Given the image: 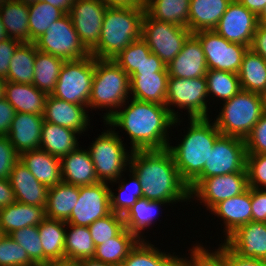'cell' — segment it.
I'll return each instance as SVG.
<instances>
[{"instance_id":"17","label":"cell","mask_w":266,"mask_h":266,"mask_svg":"<svg viewBox=\"0 0 266 266\" xmlns=\"http://www.w3.org/2000/svg\"><path fill=\"white\" fill-rule=\"evenodd\" d=\"M257 25L258 17L238 0H232L213 30L227 41L250 48Z\"/></svg>"},{"instance_id":"65","label":"cell","mask_w":266,"mask_h":266,"mask_svg":"<svg viewBox=\"0 0 266 266\" xmlns=\"http://www.w3.org/2000/svg\"><path fill=\"white\" fill-rule=\"evenodd\" d=\"M80 266H112L93 258L80 260Z\"/></svg>"},{"instance_id":"35","label":"cell","mask_w":266,"mask_h":266,"mask_svg":"<svg viewBox=\"0 0 266 266\" xmlns=\"http://www.w3.org/2000/svg\"><path fill=\"white\" fill-rule=\"evenodd\" d=\"M0 18L9 38L21 43L29 42L28 5L9 0L0 8Z\"/></svg>"},{"instance_id":"40","label":"cell","mask_w":266,"mask_h":266,"mask_svg":"<svg viewBox=\"0 0 266 266\" xmlns=\"http://www.w3.org/2000/svg\"><path fill=\"white\" fill-rule=\"evenodd\" d=\"M95 247L88 226L66 223L65 259L80 261L93 258Z\"/></svg>"},{"instance_id":"6","label":"cell","mask_w":266,"mask_h":266,"mask_svg":"<svg viewBox=\"0 0 266 266\" xmlns=\"http://www.w3.org/2000/svg\"><path fill=\"white\" fill-rule=\"evenodd\" d=\"M222 105L214 119L217 129L222 135L244 140L264 113L260 94L244 90L223 101Z\"/></svg>"},{"instance_id":"55","label":"cell","mask_w":266,"mask_h":266,"mask_svg":"<svg viewBox=\"0 0 266 266\" xmlns=\"http://www.w3.org/2000/svg\"><path fill=\"white\" fill-rule=\"evenodd\" d=\"M206 246H203L201 243L196 242L192 249L190 248L189 250L191 251L189 253L190 256H186L182 258L180 255H176L175 252L170 254L161 264L160 266H194V261L196 256L205 248ZM175 254V255H174ZM190 258V259H188Z\"/></svg>"},{"instance_id":"59","label":"cell","mask_w":266,"mask_h":266,"mask_svg":"<svg viewBox=\"0 0 266 266\" xmlns=\"http://www.w3.org/2000/svg\"><path fill=\"white\" fill-rule=\"evenodd\" d=\"M16 201L15 192L11 187L9 179H0V209Z\"/></svg>"},{"instance_id":"39","label":"cell","mask_w":266,"mask_h":266,"mask_svg":"<svg viewBox=\"0 0 266 266\" xmlns=\"http://www.w3.org/2000/svg\"><path fill=\"white\" fill-rule=\"evenodd\" d=\"M35 58L36 45L34 42L21 43L11 59L6 81L32 84Z\"/></svg>"},{"instance_id":"49","label":"cell","mask_w":266,"mask_h":266,"mask_svg":"<svg viewBox=\"0 0 266 266\" xmlns=\"http://www.w3.org/2000/svg\"><path fill=\"white\" fill-rule=\"evenodd\" d=\"M246 171L249 187L266 189V154H247Z\"/></svg>"},{"instance_id":"66","label":"cell","mask_w":266,"mask_h":266,"mask_svg":"<svg viewBox=\"0 0 266 266\" xmlns=\"http://www.w3.org/2000/svg\"><path fill=\"white\" fill-rule=\"evenodd\" d=\"M258 24L266 27V6L264 7L263 11L258 16Z\"/></svg>"},{"instance_id":"45","label":"cell","mask_w":266,"mask_h":266,"mask_svg":"<svg viewBox=\"0 0 266 266\" xmlns=\"http://www.w3.org/2000/svg\"><path fill=\"white\" fill-rule=\"evenodd\" d=\"M151 53L147 43L142 39L132 42L114 59L129 76H131Z\"/></svg>"},{"instance_id":"24","label":"cell","mask_w":266,"mask_h":266,"mask_svg":"<svg viewBox=\"0 0 266 266\" xmlns=\"http://www.w3.org/2000/svg\"><path fill=\"white\" fill-rule=\"evenodd\" d=\"M62 181L75 186L99 183L88 149L78 147L61 158Z\"/></svg>"},{"instance_id":"30","label":"cell","mask_w":266,"mask_h":266,"mask_svg":"<svg viewBox=\"0 0 266 266\" xmlns=\"http://www.w3.org/2000/svg\"><path fill=\"white\" fill-rule=\"evenodd\" d=\"M231 1L191 0L189 6V30L191 33L213 30Z\"/></svg>"},{"instance_id":"71","label":"cell","mask_w":266,"mask_h":266,"mask_svg":"<svg viewBox=\"0 0 266 266\" xmlns=\"http://www.w3.org/2000/svg\"><path fill=\"white\" fill-rule=\"evenodd\" d=\"M9 0H0V8L7 3Z\"/></svg>"},{"instance_id":"23","label":"cell","mask_w":266,"mask_h":266,"mask_svg":"<svg viewBox=\"0 0 266 266\" xmlns=\"http://www.w3.org/2000/svg\"><path fill=\"white\" fill-rule=\"evenodd\" d=\"M9 181L17 202L46 207L48 187L40 183L20 160L14 165Z\"/></svg>"},{"instance_id":"50","label":"cell","mask_w":266,"mask_h":266,"mask_svg":"<svg viewBox=\"0 0 266 266\" xmlns=\"http://www.w3.org/2000/svg\"><path fill=\"white\" fill-rule=\"evenodd\" d=\"M217 249L211 252L225 265V266H266V260L241 257L234 252L224 241L218 245Z\"/></svg>"},{"instance_id":"52","label":"cell","mask_w":266,"mask_h":266,"mask_svg":"<svg viewBox=\"0 0 266 266\" xmlns=\"http://www.w3.org/2000/svg\"><path fill=\"white\" fill-rule=\"evenodd\" d=\"M19 161L16 152L7 136H0V179H9L14 165Z\"/></svg>"},{"instance_id":"13","label":"cell","mask_w":266,"mask_h":266,"mask_svg":"<svg viewBox=\"0 0 266 266\" xmlns=\"http://www.w3.org/2000/svg\"><path fill=\"white\" fill-rule=\"evenodd\" d=\"M193 35L200 41L208 70L239 73L248 46L227 41L214 30H201Z\"/></svg>"},{"instance_id":"47","label":"cell","mask_w":266,"mask_h":266,"mask_svg":"<svg viewBox=\"0 0 266 266\" xmlns=\"http://www.w3.org/2000/svg\"><path fill=\"white\" fill-rule=\"evenodd\" d=\"M124 227L123 216L111 212L109 215L97 219L88 226V229L95 246H97L103 244V242L108 239L115 237Z\"/></svg>"},{"instance_id":"10","label":"cell","mask_w":266,"mask_h":266,"mask_svg":"<svg viewBox=\"0 0 266 266\" xmlns=\"http://www.w3.org/2000/svg\"><path fill=\"white\" fill-rule=\"evenodd\" d=\"M247 149L245 140L221 135L206 160L202 173L188 186L191 192L203 179L216 175L246 171Z\"/></svg>"},{"instance_id":"28","label":"cell","mask_w":266,"mask_h":266,"mask_svg":"<svg viewBox=\"0 0 266 266\" xmlns=\"http://www.w3.org/2000/svg\"><path fill=\"white\" fill-rule=\"evenodd\" d=\"M4 97L16 112L43 115L47 94L33 84L6 81Z\"/></svg>"},{"instance_id":"34","label":"cell","mask_w":266,"mask_h":266,"mask_svg":"<svg viewBox=\"0 0 266 266\" xmlns=\"http://www.w3.org/2000/svg\"><path fill=\"white\" fill-rule=\"evenodd\" d=\"M170 205L163 201H150L146 198H140L136 203L123 215L124 225L131 233L135 234L140 240L143 238L146 229L155 223L161 206ZM155 220V221H154ZM154 222V223H153ZM142 234V235H141Z\"/></svg>"},{"instance_id":"60","label":"cell","mask_w":266,"mask_h":266,"mask_svg":"<svg viewBox=\"0 0 266 266\" xmlns=\"http://www.w3.org/2000/svg\"><path fill=\"white\" fill-rule=\"evenodd\" d=\"M207 247L195 258L194 266H225Z\"/></svg>"},{"instance_id":"61","label":"cell","mask_w":266,"mask_h":266,"mask_svg":"<svg viewBox=\"0 0 266 266\" xmlns=\"http://www.w3.org/2000/svg\"><path fill=\"white\" fill-rule=\"evenodd\" d=\"M107 7L145 8L146 0H99Z\"/></svg>"},{"instance_id":"56","label":"cell","mask_w":266,"mask_h":266,"mask_svg":"<svg viewBox=\"0 0 266 266\" xmlns=\"http://www.w3.org/2000/svg\"><path fill=\"white\" fill-rule=\"evenodd\" d=\"M16 114L15 108L5 99H0V136H7L12 120Z\"/></svg>"},{"instance_id":"31","label":"cell","mask_w":266,"mask_h":266,"mask_svg":"<svg viewBox=\"0 0 266 266\" xmlns=\"http://www.w3.org/2000/svg\"><path fill=\"white\" fill-rule=\"evenodd\" d=\"M79 197V186L61 181L49 187L47 204L45 207L46 218L66 221L75 207Z\"/></svg>"},{"instance_id":"54","label":"cell","mask_w":266,"mask_h":266,"mask_svg":"<svg viewBox=\"0 0 266 266\" xmlns=\"http://www.w3.org/2000/svg\"><path fill=\"white\" fill-rule=\"evenodd\" d=\"M252 221L266 223V189L251 188Z\"/></svg>"},{"instance_id":"43","label":"cell","mask_w":266,"mask_h":266,"mask_svg":"<svg viewBox=\"0 0 266 266\" xmlns=\"http://www.w3.org/2000/svg\"><path fill=\"white\" fill-rule=\"evenodd\" d=\"M207 80L208 98H218L216 101L231 99L241 91L239 76L237 73L227 71L208 70L205 75ZM215 97V98H214Z\"/></svg>"},{"instance_id":"58","label":"cell","mask_w":266,"mask_h":266,"mask_svg":"<svg viewBox=\"0 0 266 266\" xmlns=\"http://www.w3.org/2000/svg\"><path fill=\"white\" fill-rule=\"evenodd\" d=\"M250 49L266 61V27L257 25Z\"/></svg>"},{"instance_id":"37","label":"cell","mask_w":266,"mask_h":266,"mask_svg":"<svg viewBox=\"0 0 266 266\" xmlns=\"http://www.w3.org/2000/svg\"><path fill=\"white\" fill-rule=\"evenodd\" d=\"M191 0H146L145 11L153 19L189 29Z\"/></svg>"},{"instance_id":"68","label":"cell","mask_w":266,"mask_h":266,"mask_svg":"<svg viewBox=\"0 0 266 266\" xmlns=\"http://www.w3.org/2000/svg\"><path fill=\"white\" fill-rule=\"evenodd\" d=\"M6 80L0 77V99L4 97Z\"/></svg>"},{"instance_id":"25","label":"cell","mask_w":266,"mask_h":266,"mask_svg":"<svg viewBox=\"0 0 266 266\" xmlns=\"http://www.w3.org/2000/svg\"><path fill=\"white\" fill-rule=\"evenodd\" d=\"M19 160L32 175L48 188L62 181L61 159L41 149L26 151Z\"/></svg>"},{"instance_id":"44","label":"cell","mask_w":266,"mask_h":266,"mask_svg":"<svg viewBox=\"0 0 266 266\" xmlns=\"http://www.w3.org/2000/svg\"><path fill=\"white\" fill-rule=\"evenodd\" d=\"M170 254L165 250L161 251L146 238L136 244L121 266H160Z\"/></svg>"},{"instance_id":"33","label":"cell","mask_w":266,"mask_h":266,"mask_svg":"<svg viewBox=\"0 0 266 266\" xmlns=\"http://www.w3.org/2000/svg\"><path fill=\"white\" fill-rule=\"evenodd\" d=\"M139 241L135 234L124 227L115 237L95 247L93 259L112 266H121Z\"/></svg>"},{"instance_id":"1","label":"cell","mask_w":266,"mask_h":266,"mask_svg":"<svg viewBox=\"0 0 266 266\" xmlns=\"http://www.w3.org/2000/svg\"><path fill=\"white\" fill-rule=\"evenodd\" d=\"M128 100L105 123L129 135L132 151L166 149L171 144L168 129L182 119L175 120L165 104Z\"/></svg>"},{"instance_id":"19","label":"cell","mask_w":266,"mask_h":266,"mask_svg":"<svg viewBox=\"0 0 266 266\" xmlns=\"http://www.w3.org/2000/svg\"><path fill=\"white\" fill-rule=\"evenodd\" d=\"M224 242L241 257L266 260V223L250 221Z\"/></svg>"},{"instance_id":"62","label":"cell","mask_w":266,"mask_h":266,"mask_svg":"<svg viewBox=\"0 0 266 266\" xmlns=\"http://www.w3.org/2000/svg\"><path fill=\"white\" fill-rule=\"evenodd\" d=\"M248 10L253 12L257 17L266 6V0H238Z\"/></svg>"},{"instance_id":"51","label":"cell","mask_w":266,"mask_h":266,"mask_svg":"<svg viewBox=\"0 0 266 266\" xmlns=\"http://www.w3.org/2000/svg\"><path fill=\"white\" fill-rule=\"evenodd\" d=\"M247 154H266V113H263L245 139Z\"/></svg>"},{"instance_id":"69","label":"cell","mask_w":266,"mask_h":266,"mask_svg":"<svg viewBox=\"0 0 266 266\" xmlns=\"http://www.w3.org/2000/svg\"><path fill=\"white\" fill-rule=\"evenodd\" d=\"M262 100L263 112L266 113V90L260 94Z\"/></svg>"},{"instance_id":"20","label":"cell","mask_w":266,"mask_h":266,"mask_svg":"<svg viewBox=\"0 0 266 266\" xmlns=\"http://www.w3.org/2000/svg\"><path fill=\"white\" fill-rule=\"evenodd\" d=\"M169 77L192 79L205 77L208 71L200 41L191 34L180 53L167 66Z\"/></svg>"},{"instance_id":"15","label":"cell","mask_w":266,"mask_h":266,"mask_svg":"<svg viewBox=\"0 0 266 266\" xmlns=\"http://www.w3.org/2000/svg\"><path fill=\"white\" fill-rule=\"evenodd\" d=\"M111 213L109 183L79 186L78 201L65 221L77 226H89Z\"/></svg>"},{"instance_id":"67","label":"cell","mask_w":266,"mask_h":266,"mask_svg":"<svg viewBox=\"0 0 266 266\" xmlns=\"http://www.w3.org/2000/svg\"><path fill=\"white\" fill-rule=\"evenodd\" d=\"M8 38L3 22L0 18V42Z\"/></svg>"},{"instance_id":"32","label":"cell","mask_w":266,"mask_h":266,"mask_svg":"<svg viewBox=\"0 0 266 266\" xmlns=\"http://www.w3.org/2000/svg\"><path fill=\"white\" fill-rule=\"evenodd\" d=\"M38 231L44 251V266L65 259L66 222L45 218L38 225Z\"/></svg>"},{"instance_id":"12","label":"cell","mask_w":266,"mask_h":266,"mask_svg":"<svg viewBox=\"0 0 266 266\" xmlns=\"http://www.w3.org/2000/svg\"><path fill=\"white\" fill-rule=\"evenodd\" d=\"M34 44L37 50L65 61L82 59L90 55L81 43L68 13L54 21L48 30L34 41Z\"/></svg>"},{"instance_id":"48","label":"cell","mask_w":266,"mask_h":266,"mask_svg":"<svg viewBox=\"0 0 266 266\" xmlns=\"http://www.w3.org/2000/svg\"><path fill=\"white\" fill-rule=\"evenodd\" d=\"M0 266H37L27 251L9 235L0 237Z\"/></svg>"},{"instance_id":"7","label":"cell","mask_w":266,"mask_h":266,"mask_svg":"<svg viewBox=\"0 0 266 266\" xmlns=\"http://www.w3.org/2000/svg\"><path fill=\"white\" fill-rule=\"evenodd\" d=\"M103 123L108 128L99 134L87 149L98 181L110 184L124 176L122 173L129 169L132 150L126 149L124 140L118 135L119 131Z\"/></svg>"},{"instance_id":"64","label":"cell","mask_w":266,"mask_h":266,"mask_svg":"<svg viewBox=\"0 0 266 266\" xmlns=\"http://www.w3.org/2000/svg\"><path fill=\"white\" fill-rule=\"evenodd\" d=\"M45 266H80V261L63 259L50 262L48 265Z\"/></svg>"},{"instance_id":"4","label":"cell","mask_w":266,"mask_h":266,"mask_svg":"<svg viewBox=\"0 0 266 266\" xmlns=\"http://www.w3.org/2000/svg\"><path fill=\"white\" fill-rule=\"evenodd\" d=\"M145 8L107 7L98 44L90 51L96 59H114L132 42L142 38Z\"/></svg>"},{"instance_id":"14","label":"cell","mask_w":266,"mask_h":266,"mask_svg":"<svg viewBox=\"0 0 266 266\" xmlns=\"http://www.w3.org/2000/svg\"><path fill=\"white\" fill-rule=\"evenodd\" d=\"M248 188L247 172L211 176L203 179L190 192V202L199 200L210 211L216 204L238 196Z\"/></svg>"},{"instance_id":"11","label":"cell","mask_w":266,"mask_h":266,"mask_svg":"<svg viewBox=\"0 0 266 266\" xmlns=\"http://www.w3.org/2000/svg\"><path fill=\"white\" fill-rule=\"evenodd\" d=\"M191 34L187 27L157 21L145 12L142 20V39L151 52L167 66L180 53L184 42Z\"/></svg>"},{"instance_id":"29","label":"cell","mask_w":266,"mask_h":266,"mask_svg":"<svg viewBox=\"0 0 266 266\" xmlns=\"http://www.w3.org/2000/svg\"><path fill=\"white\" fill-rule=\"evenodd\" d=\"M41 133L39 149L60 159L80 146L75 130L44 121Z\"/></svg>"},{"instance_id":"3","label":"cell","mask_w":266,"mask_h":266,"mask_svg":"<svg viewBox=\"0 0 266 266\" xmlns=\"http://www.w3.org/2000/svg\"><path fill=\"white\" fill-rule=\"evenodd\" d=\"M211 118L188 119L181 142L168 145L181 179L189 186L203 171L215 141L222 135ZM211 122V123H210Z\"/></svg>"},{"instance_id":"9","label":"cell","mask_w":266,"mask_h":266,"mask_svg":"<svg viewBox=\"0 0 266 266\" xmlns=\"http://www.w3.org/2000/svg\"><path fill=\"white\" fill-rule=\"evenodd\" d=\"M95 74V58L90 54L87 57L65 61L52 96L87 106L91 96L92 82Z\"/></svg>"},{"instance_id":"16","label":"cell","mask_w":266,"mask_h":266,"mask_svg":"<svg viewBox=\"0 0 266 266\" xmlns=\"http://www.w3.org/2000/svg\"><path fill=\"white\" fill-rule=\"evenodd\" d=\"M106 9L99 0H76L68 13L81 43L89 52L100 39Z\"/></svg>"},{"instance_id":"53","label":"cell","mask_w":266,"mask_h":266,"mask_svg":"<svg viewBox=\"0 0 266 266\" xmlns=\"http://www.w3.org/2000/svg\"><path fill=\"white\" fill-rule=\"evenodd\" d=\"M20 44V41L9 37L0 42V77L5 80L13 54Z\"/></svg>"},{"instance_id":"22","label":"cell","mask_w":266,"mask_h":266,"mask_svg":"<svg viewBox=\"0 0 266 266\" xmlns=\"http://www.w3.org/2000/svg\"><path fill=\"white\" fill-rule=\"evenodd\" d=\"M209 212L223 221L227 239L239 227L252 221L251 187L242 194L216 204Z\"/></svg>"},{"instance_id":"38","label":"cell","mask_w":266,"mask_h":266,"mask_svg":"<svg viewBox=\"0 0 266 266\" xmlns=\"http://www.w3.org/2000/svg\"><path fill=\"white\" fill-rule=\"evenodd\" d=\"M65 60L37 50L34 61L33 85L39 90L51 95L55 89L61 68Z\"/></svg>"},{"instance_id":"70","label":"cell","mask_w":266,"mask_h":266,"mask_svg":"<svg viewBox=\"0 0 266 266\" xmlns=\"http://www.w3.org/2000/svg\"><path fill=\"white\" fill-rule=\"evenodd\" d=\"M15 1L22 2L23 4H26V5H30V4L37 3L40 0H15Z\"/></svg>"},{"instance_id":"42","label":"cell","mask_w":266,"mask_h":266,"mask_svg":"<svg viewBox=\"0 0 266 266\" xmlns=\"http://www.w3.org/2000/svg\"><path fill=\"white\" fill-rule=\"evenodd\" d=\"M29 10V42H34L44 34L50 25L59 20L65 13L47 2L38 1L28 5Z\"/></svg>"},{"instance_id":"36","label":"cell","mask_w":266,"mask_h":266,"mask_svg":"<svg viewBox=\"0 0 266 266\" xmlns=\"http://www.w3.org/2000/svg\"><path fill=\"white\" fill-rule=\"evenodd\" d=\"M238 76L241 90L261 94L266 90V61L249 48Z\"/></svg>"},{"instance_id":"46","label":"cell","mask_w":266,"mask_h":266,"mask_svg":"<svg viewBox=\"0 0 266 266\" xmlns=\"http://www.w3.org/2000/svg\"><path fill=\"white\" fill-rule=\"evenodd\" d=\"M28 253L37 266H44V251L40 242L38 226L18 229L9 234Z\"/></svg>"},{"instance_id":"21","label":"cell","mask_w":266,"mask_h":266,"mask_svg":"<svg viewBox=\"0 0 266 266\" xmlns=\"http://www.w3.org/2000/svg\"><path fill=\"white\" fill-rule=\"evenodd\" d=\"M43 115L16 112L7 137L20 155L40 147Z\"/></svg>"},{"instance_id":"18","label":"cell","mask_w":266,"mask_h":266,"mask_svg":"<svg viewBox=\"0 0 266 266\" xmlns=\"http://www.w3.org/2000/svg\"><path fill=\"white\" fill-rule=\"evenodd\" d=\"M88 107L66 102L52 95H47L43 113V120L62 127L75 130L80 135L90 128Z\"/></svg>"},{"instance_id":"63","label":"cell","mask_w":266,"mask_h":266,"mask_svg":"<svg viewBox=\"0 0 266 266\" xmlns=\"http://www.w3.org/2000/svg\"><path fill=\"white\" fill-rule=\"evenodd\" d=\"M61 9L65 14L69 13L70 8L76 0H41Z\"/></svg>"},{"instance_id":"57","label":"cell","mask_w":266,"mask_h":266,"mask_svg":"<svg viewBox=\"0 0 266 266\" xmlns=\"http://www.w3.org/2000/svg\"><path fill=\"white\" fill-rule=\"evenodd\" d=\"M142 73H168L167 65L156 54L151 52L133 74Z\"/></svg>"},{"instance_id":"27","label":"cell","mask_w":266,"mask_h":266,"mask_svg":"<svg viewBox=\"0 0 266 266\" xmlns=\"http://www.w3.org/2000/svg\"><path fill=\"white\" fill-rule=\"evenodd\" d=\"M168 78V73L132 74L130 76V98L165 104Z\"/></svg>"},{"instance_id":"8","label":"cell","mask_w":266,"mask_h":266,"mask_svg":"<svg viewBox=\"0 0 266 266\" xmlns=\"http://www.w3.org/2000/svg\"><path fill=\"white\" fill-rule=\"evenodd\" d=\"M209 100L206 77L192 79L168 78L165 105L175 120L181 118L180 112L174 110L175 107L181 110L186 109L189 119L209 118L210 108L207 105Z\"/></svg>"},{"instance_id":"41","label":"cell","mask_w":266,"mask_h":266,"mask_svg":"<svg viewBox=\"0 0 266 266\" xmlns=\"http://www.w3.org/2000/svg\"><path fill=\"white\" fill-rule=\"evenodd\" d=\"M128 172L130 173V179L128 182L127 180L125 181L126 178H122V176L118 180L111 182V184L119 183L118 188H116V191H118L117 194L116 192H113L110 187L111 212L122 216L136 203L138 199L143 198V190L140 180L131 169H128Z\"/></svg>"},{"instance_id":"2","label":"cell","mask_w":266,"mask_h":266,"mask_svg":"<svg viewBox=\"0 0 266 266\" xmlns=\"http://www.w3.org/2000/svg\"><path fill=\"white\" fill-rule=\"evenodd\" d=\"M129 169L140 180L143 198L176 204L190 202L188 185L181 179L170 151H132Z\"/></svg>"},{"instance_id":"5","label":"cell","mask_w":266,"mask_h":266,"mask_svg":"<svg viewBox=\"0 0 266 266\" xmlns=\"http://www.w3.org/2000/svg\"><path fill=\"white\" fill-rule=\"evenodd\" d=\"M130 96V76L112 59L95 58L89 108L106 109L103 122L108 120ZM109 108V109H108Z\"/></svg>"},{"instance_id":"26","label":"cell","mask_w":266,"mask_h":266,"mask_svg":"<svg viewBox=\"0 0 266 266\" xmlns=\"http://www.w3.org/2000/svg\"><path fill=\"white\" fill-rule=\"evenodd\" d=\"M45 208L15 202L0 209V230L3 235L25 227L38 226L44 219Z\"/></svg>"}]
</instances>
